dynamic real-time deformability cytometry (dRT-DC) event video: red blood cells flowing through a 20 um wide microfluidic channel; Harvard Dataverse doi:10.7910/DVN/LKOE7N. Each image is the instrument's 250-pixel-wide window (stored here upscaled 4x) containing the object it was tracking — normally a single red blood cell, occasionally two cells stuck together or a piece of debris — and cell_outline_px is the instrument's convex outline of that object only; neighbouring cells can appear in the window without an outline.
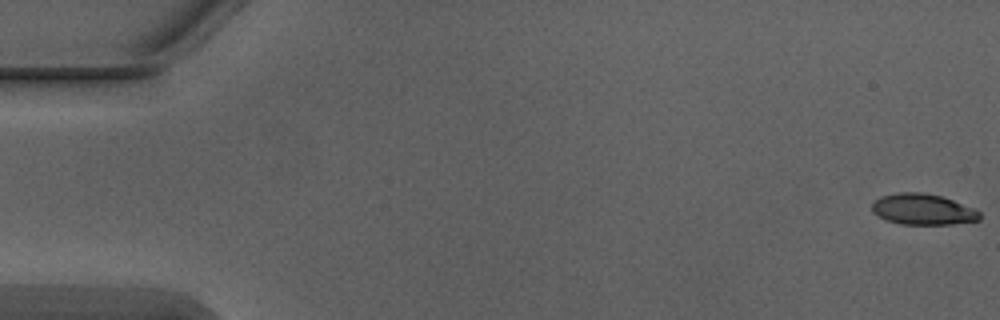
{"species": "Egyptian fruit bat (a non-hibernating species)", "species_latin": "Rousettus aegyptiacus", "temperature_condition": "warm", "stored_images_in_passage": 6, "segment_of_instrument_passage": [1, 2], "camera_frame_rate_fps": 3000, "um_per_image_px": 0.085, "animal": {"sex": "male"}, "frame": {"image": 1, "passage_image": 1, "time_ms": 0.0, "image_size_px": [1000, 320], "cell_outline_px": [[980, 220], [952, 224], [900, 224], [888, 220], [872, 212], [872, 204], [880, 196], [900, 192], [924, 192], [940, 196], [976, 208], [980, 212]], "centroid_in_image_um": [78.47, 17.79], "position_along_channel_um": 6.5, "area_um2": 19.36}}
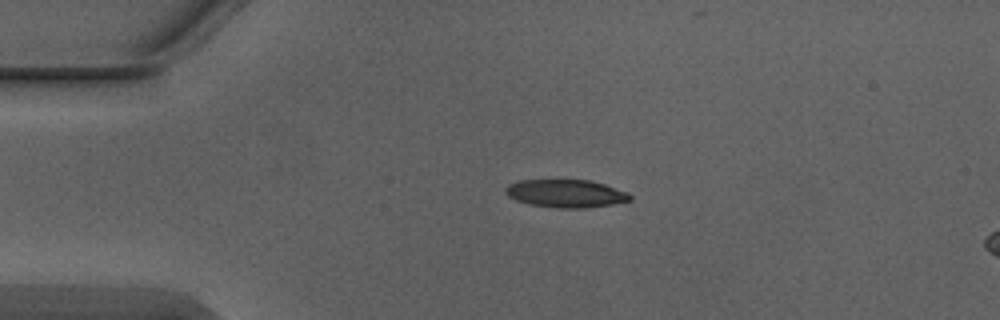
{"frame": {"image": 2, "passage_image": 4, "time_ms": 1.0, "image_size_px": [1000, 320], "cell_outline_px": [[632, 200], [612, 204], [584, 208], [556, 208], [528, 204], [516, 200], [508, 196], [504, 192], [504, 188], [508, 184], [520, 180], [588, 180], [604, 184], [628, 192], [632, 196]], "centroid_in_image_um": [48.08, 16.45], "position_along_channel_um": 36.9, "area_um2": 20.35}}